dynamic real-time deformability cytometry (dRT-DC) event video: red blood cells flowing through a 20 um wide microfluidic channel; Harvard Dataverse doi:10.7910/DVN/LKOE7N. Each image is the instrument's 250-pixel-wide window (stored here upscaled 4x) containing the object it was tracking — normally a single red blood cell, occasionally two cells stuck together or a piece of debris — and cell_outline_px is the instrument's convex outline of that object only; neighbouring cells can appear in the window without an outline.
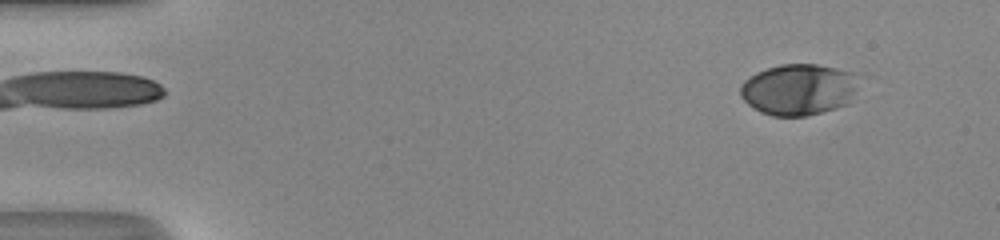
{"species": "human", "species_latin": "Homo sapiens", "temperature_condition": "room temperature", "stored_images_in_passage": 51, "camera_frame_rate_fps": 3000, "um_per_image_px": 0.085, "donor": {"sex": "male"}, "frame": {"image": 1, "passage_image": 5, "time_ms": 1.333, "image_size_px": [1000, 240], "cell_outline_px": [[852, 92], [848, 104], [836, 108], [808, 116], [772, 116], [760, 112], [748, 104], [740, 96], [740, 88], [744, 80], [756, 72], [780, 64], [816, 64], [836, 68], [852, 72]], "centroid_in_image_um": [67.78, 7.62], "position_along_channel_um": 17.2, "area_um2": 34.8}}
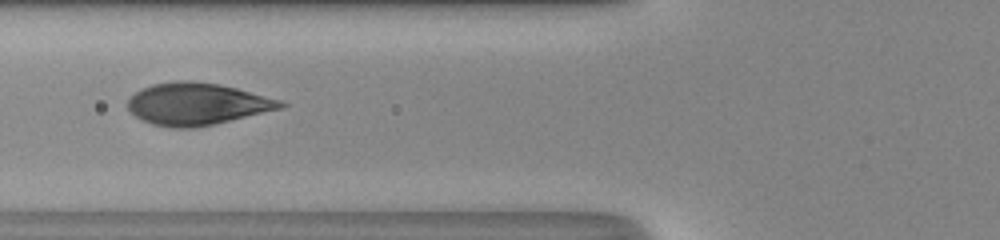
{"frame": {"image": 2, "passage_image": 21, "time_ms": 6.667, "image_size_px": [1000, 240], "cell_outline_px": [[288, 104], [284, 108], [196, 128], [172, 128], [152, 124], [136, 116], [128, 108], [128, 100], [136, 92], [152, 84], [176, 80], [188, 80], [220, 84], [236, 88], [280, 100]], "centroid_in_image_um": [16.76, 8.84], "position_along_channel_um": 109.0, "area_um2": 37.28}}
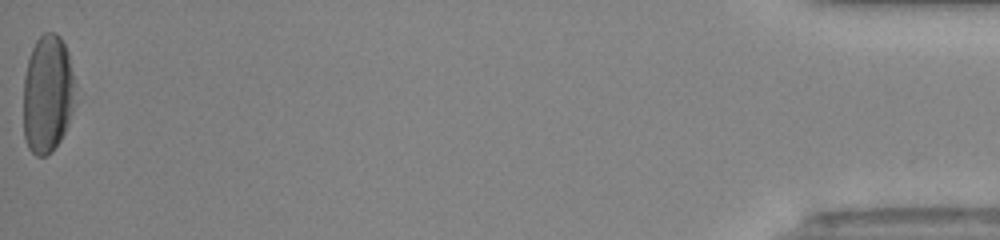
{"frame": {"image": 3, "passage_image": 51, "time_ms": 16.667, "image_size_px": [1000, 240], "cell_outline_px": [[72, 112], [68, 124], [60, 140], [52, 152], [44, 156], [36, 156], [28, 148], [24, 136], [24, 76], [28, 56], [36, 40], [44, 32], [56, 32], [60, 36], [68, 52], [72, 72]], "centroid_in_image_um": [4.0, 7.98], "position_along_channel_um": 431.2, "area_um2": 35.43}}